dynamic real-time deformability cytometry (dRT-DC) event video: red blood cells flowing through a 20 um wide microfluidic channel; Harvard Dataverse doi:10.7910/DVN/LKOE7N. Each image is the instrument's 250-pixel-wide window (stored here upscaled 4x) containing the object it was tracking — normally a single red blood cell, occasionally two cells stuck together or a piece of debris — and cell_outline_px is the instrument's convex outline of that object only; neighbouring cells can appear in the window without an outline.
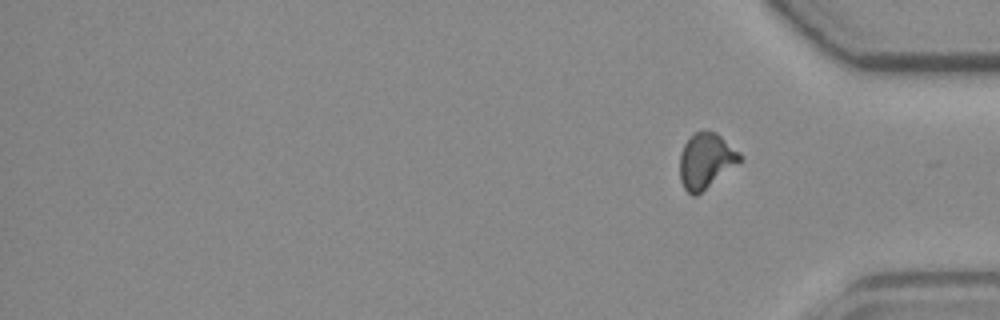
{"species": "common noctule bat (a hibernating species)", "species_latin": "Nyctalus noctula", "temperature_condition": "room temperature", "stored_images_in_passage": 15, "segment_of_instrument_passage": [2, 2], "camera_frame_rate_fps": 3000, "um_per_image_px": 0.085, "animal": {"sex": "female", "body_mass_g": 19.3, "forearm_length_mm": 54.1}, "frame": {"image": 1, "passage_image": 15, "time_ms": 19.0, "image_size_px": [1000, 320], "cell_outline_px": [[740, 160], [696, 196], [692, 196], [684, 188], [680, 180], [680, 152], [684, 144], [696, 132], [716, 132], [740, 152]], "centroid_in_image_um": [59.96, 13.66], "position_along_channel_um": 375.2, "area_um2": 18.73}}